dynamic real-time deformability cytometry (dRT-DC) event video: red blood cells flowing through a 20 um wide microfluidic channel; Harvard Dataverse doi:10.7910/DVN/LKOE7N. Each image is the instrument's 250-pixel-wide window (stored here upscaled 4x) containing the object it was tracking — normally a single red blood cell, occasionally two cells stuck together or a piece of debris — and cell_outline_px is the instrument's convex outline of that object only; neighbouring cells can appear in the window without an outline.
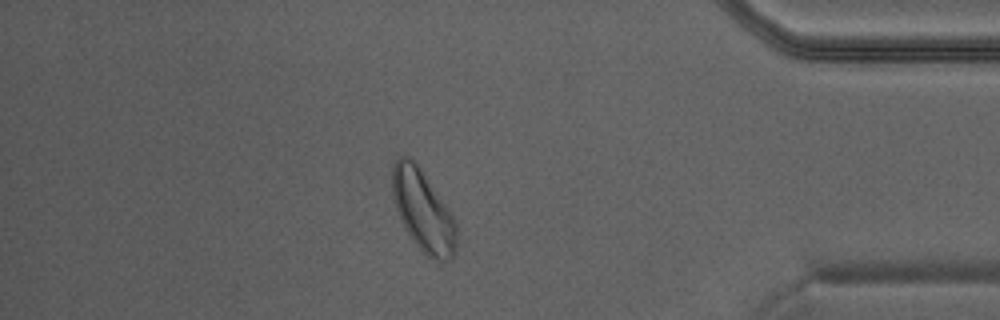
{"species": "Egyptian fruit bat (a non-hibernating species)", "species_latin": "Rousettus aegyptiacus", "temperature_condition": "warm", "stored_images_in_passage": 39, "camera_frame_rate_fps": 3000, "um_per_image_px": 0.085, "animal": {"sex": "male"}, "frame": {"image": 1, "passage_image": 34, "time_ms": 11.0, "image_size_px": [1000, 320], "cell_outline_px": [[460, 232], [456, 252], [452, 260], [440, 264], [432, 260], [412, 240], [396, 208], [392, 196], [392, 164], [396, 156], [412, 156], [452, 212], [456, 220]], "centroid_in_image_um": [36.03, 17.94], "position_along_channel_um": 399.2, "area_um2": 31.5}}